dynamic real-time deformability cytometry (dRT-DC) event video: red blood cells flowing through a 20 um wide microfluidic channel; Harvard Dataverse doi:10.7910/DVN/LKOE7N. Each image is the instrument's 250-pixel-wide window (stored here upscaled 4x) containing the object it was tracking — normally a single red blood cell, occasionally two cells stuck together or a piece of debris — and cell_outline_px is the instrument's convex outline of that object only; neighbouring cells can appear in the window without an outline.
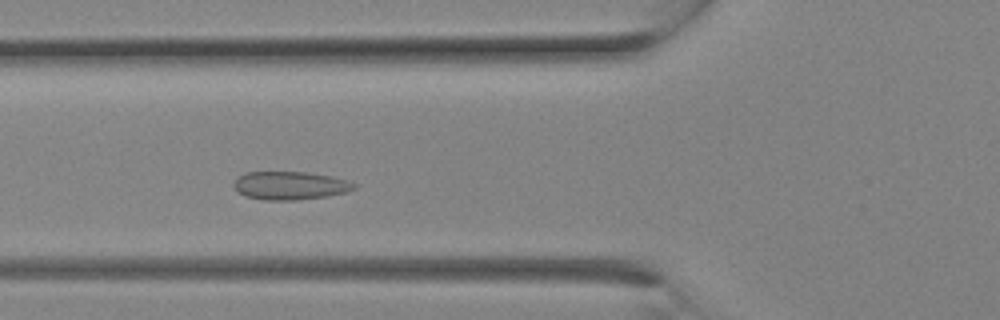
{"species": "Egyptian fruit bat (a non-hibernating species)", "species_latin": "Rousettus aegyptiacus", "temperature_condition": "room temperature", "stored_images_in_passage": 14, "camera_frame_rate_fps": 3000, "um_per_image_px": 0.085, "animal": {"sex": "female"}, "frame": {"image": 1, "passage_image": 6, "time_ms": 1.667, "image_size_px": [1000, 320], "cell_outline_px": [[356, 188], [344, 192], [328, 196], [296, 200], [264, 200], [244, 196], [232, 184], [236, 176], [244, 172], [304, 172], [332, 176], [348, 180], [356, 184]], "centroid_in_image_um": [24.63, 15.76], "position_along_channel_um": 101.2, "area_um2": 19.88}}
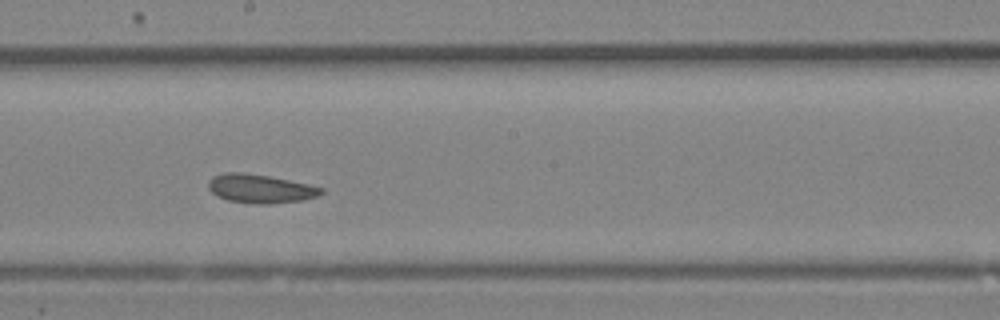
{"frame": {"image": 2, "passage_image": 11, "time_ms": 3.333, "image_size_px": [1000, 320], "cell_outline_px": [[324, 192], [316, 196], [304, 200], [264, 204], [256, 204], [228, 200], [216, 196], [208, 188], [208, 180], [212, 176], [224, 172], [244, 172], [268, 176], [308, 184], [324, 188]], "centroid_in_image_um": [22.09, 16.03], "position_along_channel_um": 226.1, "area_um2": 18.9}}
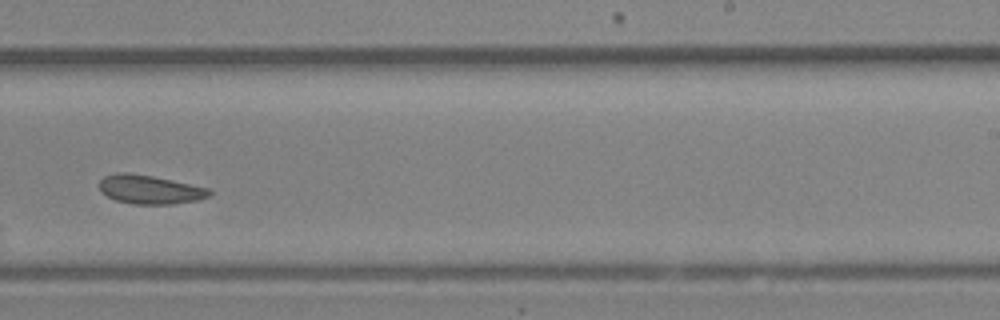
{"frame": {"image": 3, "passage_image": 13, "time_ms": 4.0, "image_size_px": [1000, 320], "cell_outline_px": [[212, 192], [208, 196], [196, 200], [172, 204], [132, 204], [116, 200], [100, 192], [100, 180], [104, 176], [116, 172], [128, 172], [152, 176], [212, 188]], "centroid_in_image_um": [12.74, 16.1], "position_along_channel_um": 276.3, "area_um2": 18.55}}